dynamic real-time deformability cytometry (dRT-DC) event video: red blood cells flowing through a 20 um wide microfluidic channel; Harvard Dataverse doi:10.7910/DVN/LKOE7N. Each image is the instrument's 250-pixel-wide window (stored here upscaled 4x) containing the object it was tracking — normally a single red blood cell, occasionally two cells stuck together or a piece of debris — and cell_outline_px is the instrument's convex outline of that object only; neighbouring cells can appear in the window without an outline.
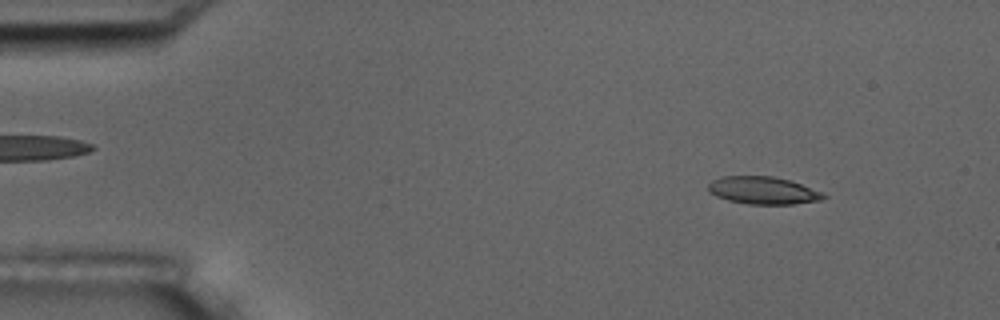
{"species": "common noctule bat (a hibernating species)", "species_latin": "Nyctalus noctula", "temperature_condition": "room temperature", "stored_images_in_passage": 3, "camera_frame_rate_fps": 3000, "um_per_image_px": 0.085, "animal": {"sex": "male", "body_mass_g": 17.5, "forearm_length_mm": 52.3}, "frame": {"image": 1, "passage_image": 1, "time_ms": 0.0, "image_size_px": [1000, 320], "cell_outline_px": [[828, 196], [820, 200], [792, 204], [748, 204], [728, 200], [716, 196], [708, 192], [708, 184], [712, 180], [720, 176], [772, 176], [788, 180], [800, 184], [820, 192]], "centroid_in_image_um": [64.79, 16.18], "position_along_channel_um": 20.2, "area_um2": 18.32}}
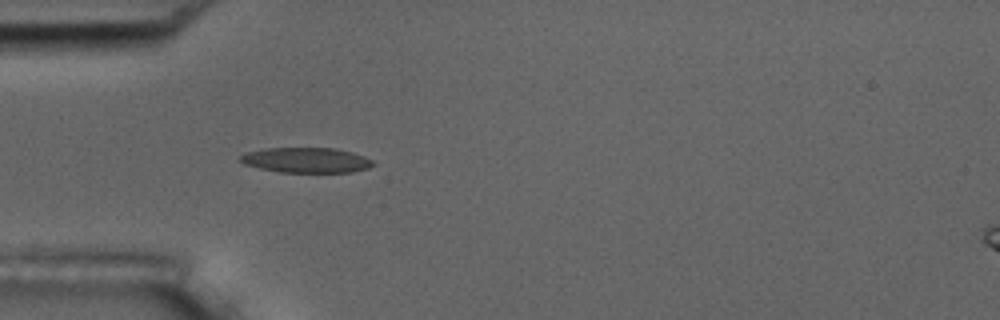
{"frame": {"image": 2, "passage_image": 3, "time_ms": 3.333, "image_size_px": [1000, 320], "cell_outline_px": [[376, 164], [368, 168], [352, 172], [280, 172], [260, 168], [244, 164], [240, 160], [240, 156], [244, 152], [264, 148], [336, 148], [352, 152], [364, 156], [372, 160]], "centroid_in_image_um": [26.04, 13.6], "position_along_channel_um": 59.0, "area_um2": 19.54}}